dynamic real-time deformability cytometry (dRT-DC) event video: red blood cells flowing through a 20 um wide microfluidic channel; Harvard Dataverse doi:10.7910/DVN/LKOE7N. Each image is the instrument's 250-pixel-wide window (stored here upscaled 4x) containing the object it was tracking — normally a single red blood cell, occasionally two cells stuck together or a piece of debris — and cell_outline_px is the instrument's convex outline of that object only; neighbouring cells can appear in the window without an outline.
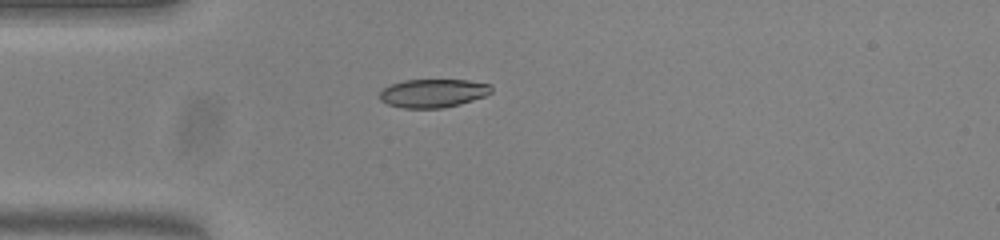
{"species": "common noctule bat (a hibernating species)", "species_latin": "Nyctalus noctula", "temperature_condition": "warm", "stored_images_in_passage": 40, "camera_frame_rate_fps": 3000, "um_per_image_px": 0.085, "animal": {"sex": "female", "body_mass_g": 23.0, "forearm_length_mm": 53.4}, "frame": {"image": 1, "passage_image": 1, "time_ms": 0.0, "image_size_px": [1000, 240], "cell_outline_px": [[492, 92], [484, 96], [460, 104], [440, 108], [404, 108], [388, 104], [380, 100], [380, 92], [384, 88], [392, 84], [404, 80], [468, 80], [488, 84], [492, 88]], "centroid_in_image_um": [36.8, 7.92], "position_along_channel_um": 48.2, "area_um2": 18.32}}
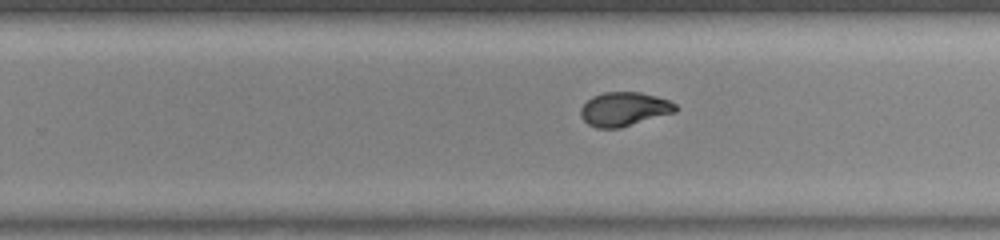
{"frame": {"image": 2, "passage_image": 20, "time_ms": 6.333, "image_size_px": [1000, 240], "cell_outline_px": [[680, 108], [676, 112], [620, 128], [596, 128], [588, 124], [580, 116], [580, 108], [592, 96], [604, 92], [640, 92], [656, 96], [668, 100], [676, 104]], "centroid_in_image_um": [53.06, 9.27], "position_along_channel_um": 276.7, "area_um2": 18.9}}
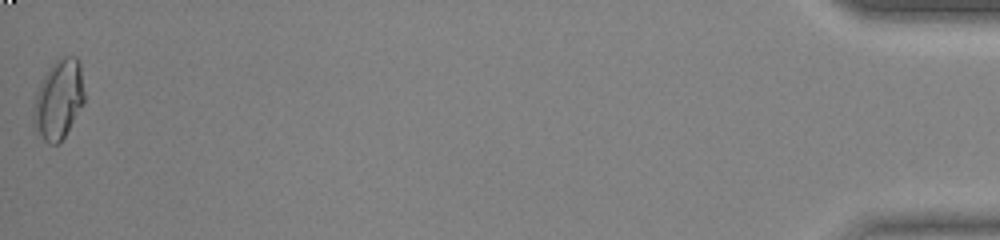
{"frame": {"image": 3, "passage_image": 40, "time_ms": 13.0, "image_size_px": [1000, 240], "cell_outline_px": [[84, 104], [60, 144], [48, 144], [44, 140], [32, 120], [36, 96], [40, 84], [44, 76], [52, 64], [56, 60], [64, 56], [76, 56], [80, 60], [84, 92]], "centroid_in_image_um": [5.02, 8.45], "position_along_channel_um": 430.2, "area_um2": 23.41}, "authors_computed_cell_mechanics": {"area_um2": 19.1029, "velocity_mm_per_s": 3.8099, "shape_relaxation_time_tau1_ms": 7.3005, "shape_relaxation_time_tau2_ms": 1.0964, "deformation_change_tau1": 0.2324, "deformation_change_tau2": 0.0524}}